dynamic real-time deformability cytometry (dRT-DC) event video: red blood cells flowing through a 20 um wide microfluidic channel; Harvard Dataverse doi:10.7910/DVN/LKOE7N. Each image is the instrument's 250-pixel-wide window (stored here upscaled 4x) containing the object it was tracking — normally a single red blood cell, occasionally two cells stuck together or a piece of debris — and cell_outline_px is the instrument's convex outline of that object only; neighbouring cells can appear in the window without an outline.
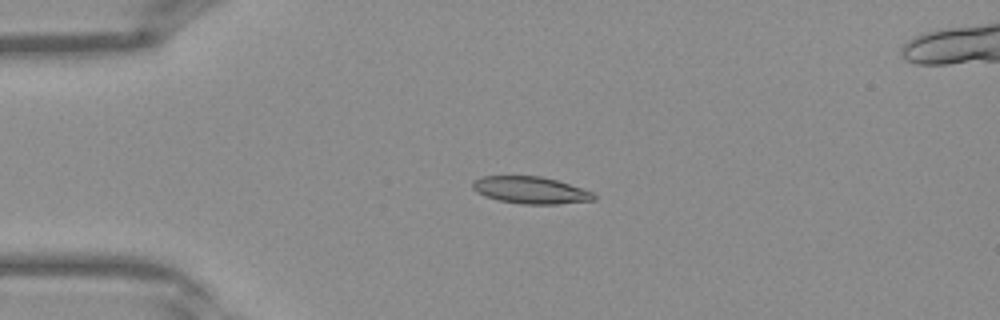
{"species": "Egyptian fruit bat (a non-hibernating species)", "species_latin": "Rousettus aegyptiacus", "temperature_condition": "warm", "stored_images_in_passage": 33, "segment_of_instrument_passage": [1, 2], "camera_frame_rate_fps": 3000, "um_per_image_px": 0.085, "frame": {"image": 1, "passage_image": 1, "time_ms": 0.0, "image_size_px": [1000, 320], "cell_outline_px": [[596, 200], [556, 204], [520, 204], [500, 200], [484, 196], [476, 192], [472, 188], [472, 180], [480, 176], [540, 176], [556, 180], [592, 192], [596, 196]], "centroid_in_image_um": [45.05, 16.16], "position_along_channel_um": 40.0, "area_um2": 19.07}}
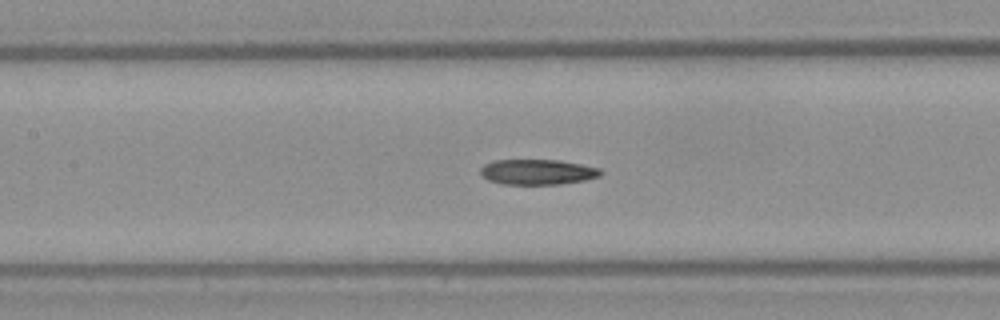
{"frame": {"image": 2, "passage_image": 10, "time_ms": 3.0, "image_size_px": [1000, 320], "cell_outline_px": [[604, 172], [600, 176], [584, 180], [560, 184], [504, 184], [488, 180], [480, 172], [480, 168], [484, 164], [492, 160], [560, 160], [600, 168]], "centroid_in_image_um": [45.7, 14.61], "position_along_channel_um": 161.7, "area_um2": 17.74}}
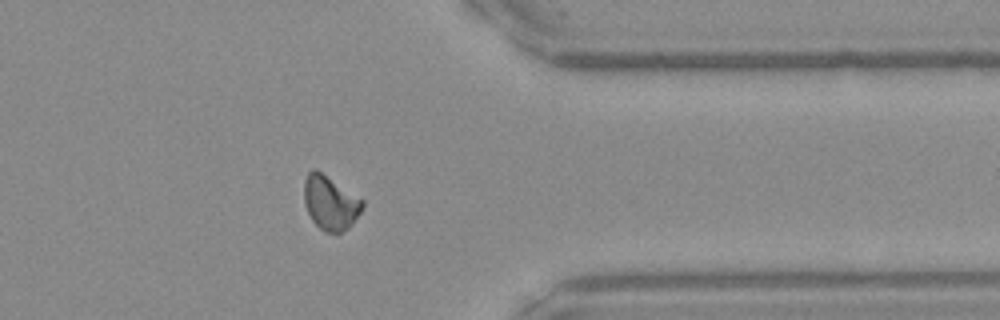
{"frame": {"image": 3, "passage_image": 24, "time_ms": 7.667, "image_size_px": [1000, 320], "cell_outline_px": [[364, 208], [352, 224], [348, 228], [340, 232], [324, 232], [312, 220], [304, 204], [304, 180], [308, 172], [312, 168], [316, 168], [364, 200]], "centroid_in_image_um": [28.08, 17.21], "position_along_channel_um": 383.3, "area_um2": 18.55}}